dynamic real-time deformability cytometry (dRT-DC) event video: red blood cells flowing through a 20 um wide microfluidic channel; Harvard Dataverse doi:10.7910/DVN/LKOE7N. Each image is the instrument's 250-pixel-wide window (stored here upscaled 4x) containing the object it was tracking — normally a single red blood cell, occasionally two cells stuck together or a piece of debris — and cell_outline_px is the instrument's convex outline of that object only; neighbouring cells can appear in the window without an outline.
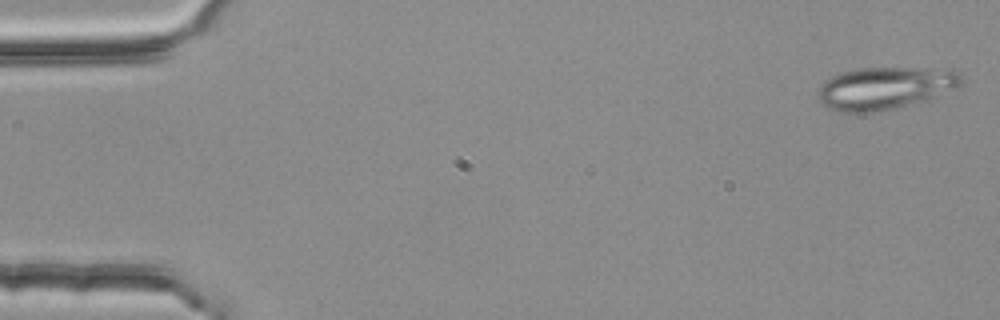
{"species": "common noctule bat (a hibernating species)", "species_latin": "Nyctalus noctula", "temperature_condition": "room temperature", "stored_images_in_passage": 4, "camera_frame_rate_fps": 3000, "um_per_image_px": 0.085, "animal": {"sex": "female", "body_mass_g": 25.1}, "frame": {"image": 1, "passage_image": 1, "time_ms": 0.0, "image_size_px": [1000, 320], "cell_outline_px": [[964, 76], [956, 84], [936, 96], [928, 100], [916, 104], [896, 108], [868, 112], [840, 112], [828, 108], [816, 96], [820, 84], [824, 80], [832, 76], [844, 72], [860, 68], [952, 68], [960, 72]], "centroid_in_image_um": [75.19, 7.48], "position_along_channel_um": 9.8, "area_um2": 35.37}}